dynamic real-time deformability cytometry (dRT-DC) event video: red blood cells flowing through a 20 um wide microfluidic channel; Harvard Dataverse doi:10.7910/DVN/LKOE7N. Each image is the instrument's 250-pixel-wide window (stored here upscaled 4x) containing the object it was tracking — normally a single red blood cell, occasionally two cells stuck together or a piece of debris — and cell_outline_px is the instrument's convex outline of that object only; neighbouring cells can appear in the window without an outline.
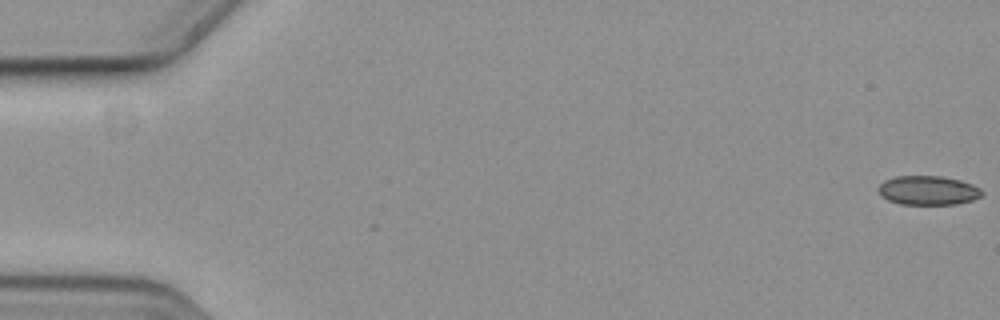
{"species": "common noctule bat (a hibernating species)", "species_latin": "Nyctalus noctula", "temperature_condition": "cold", "stored_images_in_passage": 2, "camera_frame_rate_fps": 3000, "um_per_image_px": 0.085, "animal": {"sex": "female", "body_mass_g": 19.3, "forearm_length_mm": 54.1}, "frame": {"image": 1, "passage_image": 2, "time_ms": 0.333, "image_size_px": [1000, 320], "cell_outline_px": [[984, 192], [980, 196], [972, 200], [956, 204], [900, 204], [888, 200], [880, 196], [876, 188], [884, 180], [896, 176], [940, 176], [960, 180], [972, 184], [980, 188]], "centroid_in_image_um": [78.85, 16.18], "position_along_channel_um": 6.2, "area_um2": 17.69}}